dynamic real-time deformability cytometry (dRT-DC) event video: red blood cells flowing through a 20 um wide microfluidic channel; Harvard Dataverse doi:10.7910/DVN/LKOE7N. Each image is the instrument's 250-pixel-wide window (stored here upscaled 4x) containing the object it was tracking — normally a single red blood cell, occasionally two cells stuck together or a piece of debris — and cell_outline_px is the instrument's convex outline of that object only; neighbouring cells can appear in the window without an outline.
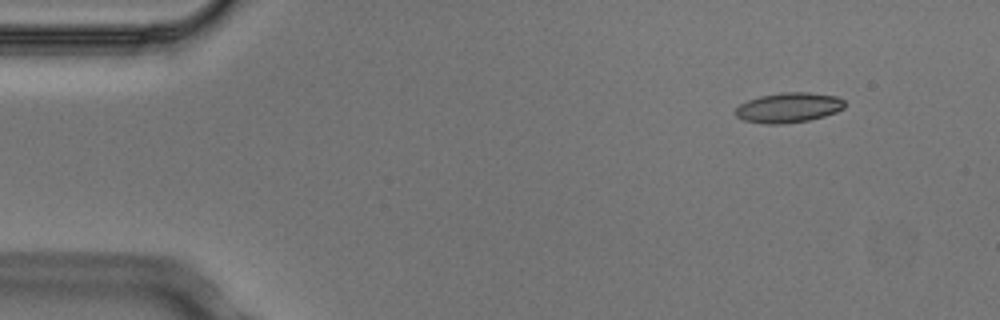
{"species": "Egyptian fruit bat (a non-hibernating species)", "species_latin": "Rousettus aegyptiacus", "temperature_condition": "cold", "stored_images_in_passage": 4, "camera_frame_rate_fps": 3000, "um_per_image_px": 0.085, "animal": {"sex": "male"}, "frame": {"image": 1, "passage_image": 1, "time_ms": 0.0, "image_size_px": [1000, 320], "cell_outline_px": [[844, 108], [836, 112], [824, 116], [808, 120], [780, 124], [768, 124], [744, 120], [736, 116], [736, 108], [740, 104], [748, 100], [760, 96], [780, 92], [808, 92], [836, 96], [844, 100]], "centroid_in_image_um": [67.03, 9.14], "position_along_channel_um": 18.0, "area_um2": 18.96}}